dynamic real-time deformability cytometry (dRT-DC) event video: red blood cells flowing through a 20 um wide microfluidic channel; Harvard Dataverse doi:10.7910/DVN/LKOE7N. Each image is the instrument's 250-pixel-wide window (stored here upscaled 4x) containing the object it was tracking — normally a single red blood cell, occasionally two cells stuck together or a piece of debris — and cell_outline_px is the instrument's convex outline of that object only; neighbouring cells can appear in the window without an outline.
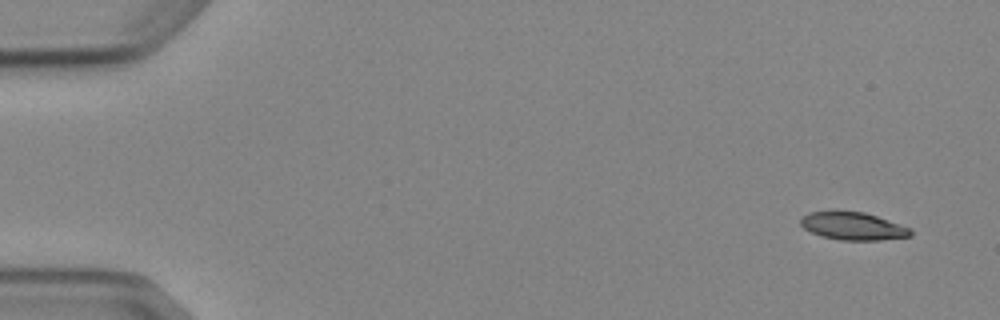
{"species": "Egyptian fruit bat (a non-hibernating species)", "species_latin": "Rousettus aegyptiacus", "temperature_condition": "cold", "stored_images_in_passage": 3, "camera_frame_rate_fps": 3000, "um_per_image_px": 0.085, "animal": {"sex": "female"}, "frame": {"image": 1, "passage_image": 1, "time_ms": 0.0, "image_size_px": [1000, 320], "cell_outline_px": [[912, 236], [880, 240], [840, 240], [820, 236], [804, 228], [800, 224], [800, 220], [808, 212], [864, 212], [912, 228]], "centroid_in_image_um": [72.53, 19.24], "position_along_channel_um": 12.5, "area_um2": 17.57}}